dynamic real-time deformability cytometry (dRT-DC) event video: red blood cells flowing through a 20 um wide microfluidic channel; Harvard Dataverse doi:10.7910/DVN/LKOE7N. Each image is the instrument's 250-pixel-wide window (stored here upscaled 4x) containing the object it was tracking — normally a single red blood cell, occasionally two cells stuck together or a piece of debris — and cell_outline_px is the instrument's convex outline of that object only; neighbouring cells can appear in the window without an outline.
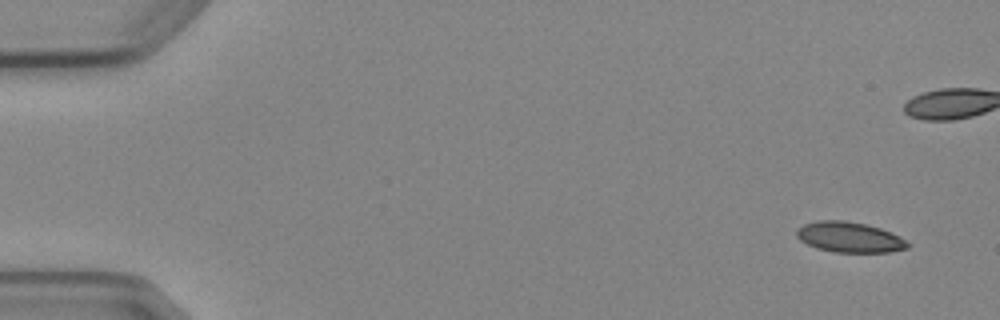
{"species": "Egyptian fruit bat (a non-hibernating species)", "species_latin": "Rousettus aegyptiacus", "temperature_condition": "cold", "stored_images_in_passage": 11, "camera_frame_rate_fps": 3000, "um_per_image_px": 0.085, "animal": {"sex": "female"}, "frame": {"image": 1, "passage_image": 1, "time_ms": 0.0, "image_size_px": [1000, 320], "cell_outline_px": [[912, 244], [908, 248], [888, 252], [832, 252], [816, 248], [800, 240], [796, 236], [796, 228], [804, 224], [816, 220], [844, 220], [864, 224], [880, 228], [900, 236]], "centroid_in_image_um": [72.2, 20.16], "position_along_channel_um": 12.8, "area_um2": 19.83}}